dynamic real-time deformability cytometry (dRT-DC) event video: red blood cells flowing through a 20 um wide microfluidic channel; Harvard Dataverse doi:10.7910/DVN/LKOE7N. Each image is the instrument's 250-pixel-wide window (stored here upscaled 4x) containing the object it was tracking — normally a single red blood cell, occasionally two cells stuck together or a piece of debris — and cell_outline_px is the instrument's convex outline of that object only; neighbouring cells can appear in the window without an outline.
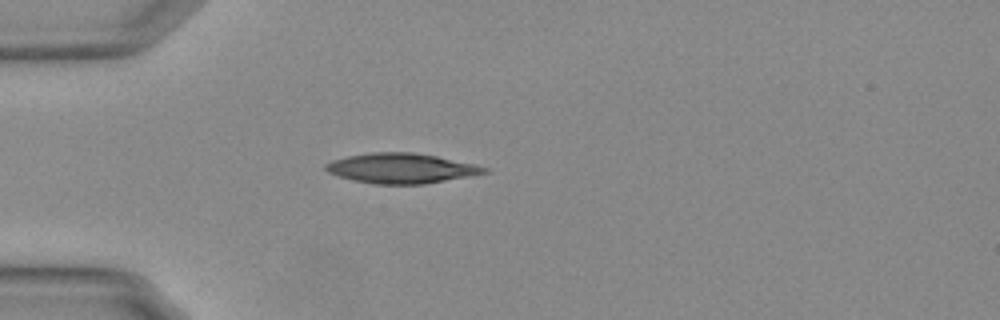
{"species": "Egyptian fruit bat (a non-hibernating species)", "species_latin": "Rousettus aegyptiacus", "temperature_condition": "warm", "stored_images_in_passage": 40, "camera_frame_rate_fps": 3000, "um_per_image_px": 0.085, "animal": {"sex": "female"}, "frame": {"image": 1, "passage_image": 1, "time_ms": 0.0, "image_size_px": [1000, 320], "cell_outline_px": [[488, 172], [468, 176], [424, 184], [372, 184], [340, 176], [328, 172], [324, 168], [324, 164], [332, 160], [348, 156], [372, 152], [412, 152], [436, 156], [472, 164], [488, 168]], "centroid_in_image_um": [34.06, 14.3], "position_along_channel_um": 50.9, "area_um2": 27.34}}
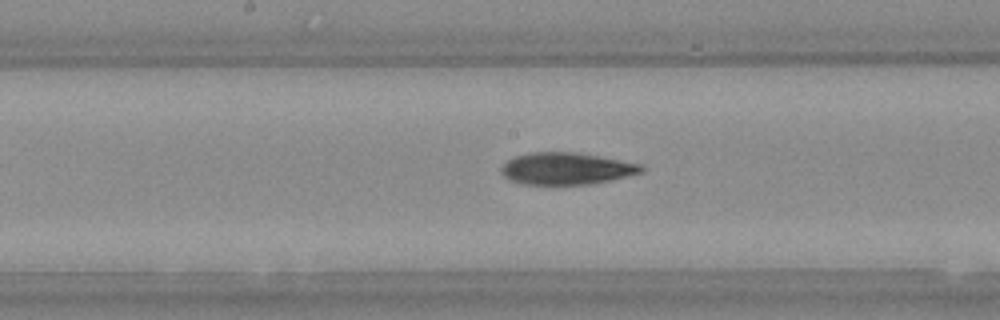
{"frame": {"image": 2, "passage_image": 14, "time_ms": 4.333, "image_size_px": [1000, 320], "cell_outline_px": [[644, 172], [612, 180], [592, 184], [520, 184], [504, 176], [500, 172], [500, 168], [508, 160], [516, 156], [528, 152], [576, 152], [640, 164], [644, 168]], "centroid_in_image_um": [48.13, 14.33], "position_along_channel_um": 200.1, "area_um2": 26.01}}
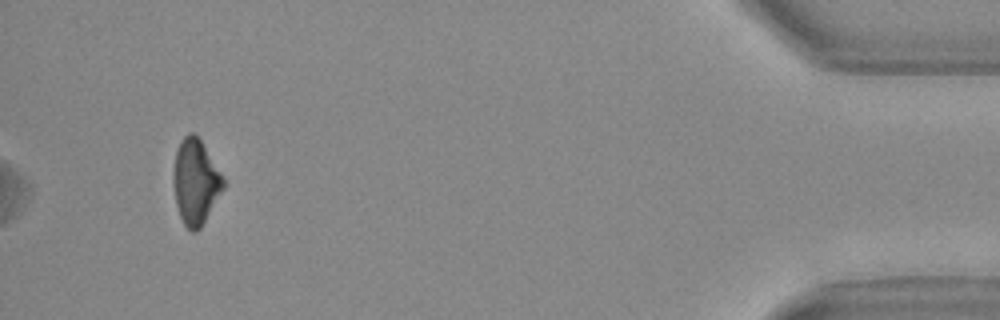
{"frame": {"image": 3, "passage_image": 37, "time_ms": 12.0, "image_size_px": [1000, 320], "cell_outline_px": [[224, 188], [200, 228], [196, 232], [192, 232], [184, 224], [180, 216], [176, 204], [172, 180], [172, 172], [176, 152], [180, 140], [188, 132], [192, 132], [200, 140], [224, 180]], "centroid_in_image_um": [16.58, 15.46], "position_along_channel_um": 418.6, "area_um2": 24.39}, "authors_computed_cell_mechanics": {"area_um2": 25.9522, "velocity_mm_per_s": 3.7666, "shape_relaxation_time_tau1_ms": 6.3599, "shape_relaxation_time_tau2_ms": 6.7655, "deformation_change_tau1": 0.1891, "deformation_change_tau2": 0.1575}}